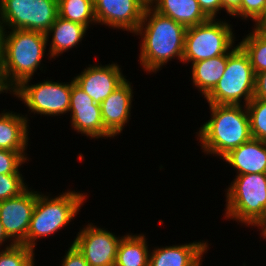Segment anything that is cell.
<instances>
[{
	"mask_svg": "<svg viewBox=\"0 0 266 266\" xmlns=\"http://www.w3.org/2000/svg\"><path fill=\"white\" fill-rule=\"evenodd\" d=\"M254 227L261 228V237L266 240V214L254 225Z\"/></svg>",
	"mask_w": 266,
	"mask_h": 266,
	"instance_id": "cell-36",
	"label": "cell"
},
{
	"mask_svg": "<svg viewBox=\"0 0 266 266\" xmlns=\"http://www.w3.org/2000/svg\"><path fill=\"white\" fill-rule=\"evenodd\" d=\"M87 30L88 28L80 23L57 16L54 24L46 33L47 41H49V36L52 35L48 53L50 55L49 58L55 59L56 56L59 57L63 52L78 45L86 35Z\"/></svg>",
	"mask_w": 266,
	"mask_h": 266,
	"instance_id": "cell-20",
	"label": "cell"
},
{
	"mask_svg": "<svg viewBox=\"0 0 266 266\" xmlns=\"http://www.w3.org/2000/svg\"><path fill=\"white\" fill-rule=\"evenodd\" d=\"M145 234L122 236L114 266H149L148 243Z\"/></svg>",
	"mask_w": 266,
	"mask_h": 266,
	"instance_id": "cell-22",
	"label": "cell"
},
{
	"mask_svg": "<svg viewBox=\"0 0 266 266\" xmlns=\"http://www.w3.org/2000/svg\"><path fill=\"white\" fill-rule=\"evenodd\" d=\"M207 241L154 248L149 254V266H201L207 252Z\"/></svg>",
	"mask_w": 266,
	"mask_h": 266,
	"instance_id": "cell-16",
	"label": "cell"
},
{
	"mask_svg": "<svg viewBox=\"0 0 266 266\" xmlns=\"http://www.w3.org/2000/svg\"><path fill=\"white\" fill-rule=\"evenodd\" d=\"M89 66L73 79L96 104L100 105L126 78L117 63Z\"/></svg>",
	"mask_w": 266,
	"mask_h": 266,
	"instance_id": "cell-14",
	"label": "cell"
},
{
	"mask_svg": "<svg viewBox=\"0 0 266 266\" xmlns=\"http://www.w3.org/2000/svg\"><path fill=\"white\" fill-rule=\"evenodd\" d=\"M58 16V0H1L0 20L6 29L46 34Z\"/></svg>",
	"mask_w": 266,
	"mask_h": 266,
	"instance_id": "cell-8",
	"label": "cell"
},
{
	"mask_svg": "<svg viewBox=\"0 0 266 266\" xmlns=\"http://www.w3.org/2000/svg\"><path fill=\"white\" fill-rule=\"evenodd\" d=\"M242 0H221L223 10L232 15L240 6Z\"/></svg>",
	"mask_w": 266,
	"mask_h": 266,
	"instance_id": "cell-33",
	"label": "cell"
},
{
	"mask_svg": "<svg viewBox=\"0 0 266 266\" xmlns=\"http://www.w3.org/2000/svg\"><path fill=\"white\" fill-rule=\"evenodd\" d=\"M96 22L135 33L149 4L147 0H93Z\"/></svg>",
	"mask_w": 266,
	"mask_h": 266,
	"instance_id": "cell-11",
	"label": "cell"
},
{
	"mask_svg": "<svg viewBox=\"0 0 266 266\" xmlns=\"http://www.w3.org/2000/svg\"><path fill=\"white\" fill-rule=\"evenodd\" d=\"M249 34L239 42L247 53L254 73L266 71V34L254 27Z\"/></svg>",
	"mask_w": 266,
	"mask_h": 266,
	"instance_id": "cell-24",
	"label": "cell"
},
{
	"mask_svg": "<svg viewBox=\"0 0 266 266\" xmlns=\"http://www.w3.org/2000/svg\"><path fill=\"white\" fill-rule=\"evenodd\" d=\"M26 159L17 151L0 149V175L21 174L19 171Z\"/></svg>",
	"mask_w": 266,
	"mask_h": 266,
	"instance_id": "cell-29",
	"label": "cell"
},
{
	"mask_svg": "<svg viewBox=\"0 0 266 266\" xmlns=\"http://www.w3.org/2000/svg\"><path fill=\"white\" fill-rule=\"evenodd\" d=\"M69 112H71V126L78 133L92 139L114 138L103 125L100 105L96 104L75 82L72 84Z\"/></svg>",
	"mask_w": 266,
	"mask_h": 266,
	"instance_id": "cell-13",
	"label": "cell"
},
{
	"mask_svg": "<svg viewBox=\"0 0 266 266\" xmlns=\"http://www.w3.org/2000/svg\"><path fill=\"white\" fill-rule=\"evenodd\" d=\"M187 28L147 5L135 35L142 36L139 62L147 73L160 70L171 59L182 61Z\"/></svg>",
	"mask_w": 266,
	"mask_h": 266,
	"instance_id": "cell-1",
	"label": "cell"
},
{
	"mask_svg": "<svg viewBox=\"0 0 266 266\" xmlns=\"http://www.w3.org/2000/svg\"><path fill=\"white\" fill-rule=\"evenodd\" d=\"M226 190L225 218L248 227L266 214V173L236 175Z\"/></svg>",
	"mask_w": 266,
	"mask_h": 266,
	"instance_id": "cell-6",
	"label": "cell"
},
{
	"mask_svg": "<svg viewBox=\"0 0 266 266\" xmlns=\"http://www.w3.org/2000/svg\"><path fill=\"white\" fill-rule=\"evenodd\" d=\"M253 98L266 100V71L255 74Z\"/></svg>",
	"mask_w": 266,
	"mask_h": 266,
	"instance_id": "cell-32",
	"label": "cell"
},
{
	"mask_svg": "<svg viewBox=\"0 0 266 266\" xmlns=\"http://www.w3.org/2000/svg\"><path fill=\"white\" fill-rule=\"evenodd\" d=\"M0 250V266H34V251L23 244L10 243Z\"/></svg>",
	"mask_w": 266,
	"mask_h": 266,
	"instance_id": "cell-25",
	"label": "cell"
},
{
	"mask_svg": "<svg viewBox=\"0 0 266 266\" xmlns=\"http://www.w3.org/2000/svg\"><path fill=\"white\" fill-rule=\"evenodd\" d=\"M149 5L186 28L209 20L197 0H150Z\"/></svg>",
	"mask_w": 266,
	"mask_h": 266,
	"instance_id": "cell-19",
	"label": "cell"
},
{
	"mask_svg": "<svg viewBox=\"0 0 266 266\" xmlns=\"http://www.w3.org/2000/svg\"><path fill=\"white\" fill-rule=\"evenodd\" d=\"M47 42L46 34L41 32L5 30L1 67L7 84L13 90L23 81L32 79L37 68H40Z\"/></svg>",
	"mask_w": 266,
	"mask_h": 266,
	"instance_id": "cell-3",
	"label": "cell"
},
{
	"mask_svg": "<svg viewBox=\"0 0 266 266\" xmlns=\"http://www.w3.org/2000/svg\"><path fill=\"white\" fill-rule=\"evenodd\" d=\"M131 84L126 79L100 104L103 125L113 136L120 134L131 119L134 96Z\"/></svg>",
	"mask_w": 266,
	"mask_h": 266,
	"instance_id": "cell-15",
	"label": "cell"
},
{
	"mask_svg": "<svg viewBox=\"0 0 266 266\" xmlns=\"http://www.w3.org/2000/svg\"><path fill=\"white\" fill-rule=\"evenodd\" d=\"M30 80L23 81L13 90V94L27 105L29 111L51 117L69 112L74 79L69 83L53 82L46 79L44 82L29 85Z\"/></svg>",
	"mask_w": 266,
	"mask_h": 266,
	"instance_id": "cell-9",
	"label": "cell"
},
{
	"mask_svg": "<svg viewBox=\"0 0 266 266\" xmlns=\"http://www.w3.org/2000/svg\"><path fill=\"white\" fill-rule=\"evenodd\" d=\"M23 179L22 174H1L0 202L22 193L28 187Z\"/></svg>",
	"mask_w": 266,
	"mask_h": 266,
	"instance_id": "cell-27",
	"label": "cell"
},
{
	"mask_svg": "<svg viewBox=\"0 0 266 266\" xmlns=\"http://www.w3.org/2000/svg\"><path fill=\"white\" fill-rule=\"evenodd\" d=\"M211 118L196 132L202 152L220 156L252 138L247 107L243 105L208 104Z\"/></svg>",
	"mask_w": 266,
	"mask_h": 266,
	"instance_id": "cell-2",
	"label": "cell"
},
{
	"mask_svg": "<svg viewBox=\"0 0 266 266\" xmlns=\"http://www.w3.org/2000/svg\"><path fill=\"white\" fill-rule=\"evenodd\" d=\"M58 16L87 28L90 24H97L93 0H58Z\"/></svg>",
	"mask_w": 266,
	"mask_h": 266,
	"instance_id": "cell-23",
	"label": "cell"
},
{
	"mask_svg": "<svg viewBox=\"0 0 266 266\" xmlns=\"http://www.w3.org/2000/svg\"><path fill=\"white\" fill-rule=\"evenodd\" d=\"M28 121L30 120L27 115L2 111L0 113V149L17 151L28 160L25 152L29 140Z\"/></svg>",
	"mask_w": 266,
	"mask_h": 266,
	"instance_id": "cell-18",
	"label": "cell"
},
{
	"mask_svg": "<svg viewBox=\"0 0 266 266\" xmlns=\"http://www.w3.org/2000/svg\"><path fill=\"white\" fill-rule=\"evenodd\" d=\"M67 191L55 198L36 191V204L23 245L34 250L40 237H48L60 231L78 214L87 194Z\"/></svg>",
	"mask_w": 266,
	"mask_h": 266,
	"instance_id": "cell-4",
	"label": "cell"
},
{
	"mask_svg": "<svg viewBox=\"0 0 266 266\" xmlns=\"http://www.w3.org/2000/svg\"><path fill=\"white\" fill-rule=\"evenodd\" d=\"M4 34H5V26L0 20V66L3 60Z\"/></svg>",
	"mask_w": 266,
	"mask_h": 266,
	"instance_id": "cell-35",
	"label": "cell"
},
{
	"mask_svg": "<svg viewBox=\"0 0 266 266\" xmlns=\"http://www.w3.org/2000/svg\"><path fill=\"white\" fill-rule=\"evenodd\" d=\"M255 73L250 59L243 48L237 44L227 52L224 74L214 89L205 97L209 104L246 106L254 93Z\"/></svg>",
	"mask_w": 266,
	"mask_h": 266,
	"instance_id": "cell-5",
	"label": "cell"
},
{
	"mask_svg": "<svg viewBox=\"0 0 266 266\" xmlns=\"http://www.w3.org/2000/svg\"><path fill=\"white\" fill-rule=\"evenodd\" d=\"M8 91H10V93L12 92L11 94H13V89L7 84L2 67L0 66V94L2 92L7 93Z\"/></svg>",
	"mask_w": 266,
	"mask_h": 266,
	"instance_id": "cell-34",
	"label": "cell"
},
{
	"mask_svg": "<svg viewBox=\"0 0 266 266\" xmlns=\"http://www.w3.org/2000/svg\"><path fill=\"white\" fill-rule=\"evenodd\" d=\"M226 64L227 53L191 64L193 86L198 88L204 98L214 89L224 74Z\"/></svg>",
	"mask_w": 266,
	"mask_h": 266,
	"instance_id": "cell-21",
	"label": "cell"
},
{
	"mask_svg": "<svg viewBox=\"0 0 266 266\" xmlns=\"http://www.w3.org/2000/svg\"><path fill=\"white\" fill-rule=\"evenodd\" d=\"M200 8L209 19H215L219 10L223 9L221 0H197Z\"/></svg>",
	"mask_w": 266,
	"mask_h": 266,
	"instance_id": "cell-31",
	"label": "cell"
},
{
	"mask_svg": "<svg viewBox=\"0 0 266 266\" xmlns=\"http://www.w3.org/2000/svg\"><path fill=\"white\" fill-rule=\"evenodd\" d=\"M230 23L221 19L189 27L185 34L182 62L195 63L226 54L235 44Z\"/></svg>",
	"mask_w": 266,
	"mask_h": 266,
	"instance_id": "cell-7",
	"label": "cell"
},
{
	"mask_svg": "<svg viewBox=\"0 0 266 266\" xmlns=\"http://www.w3.org/2000/svg\"><path fill=\"white\" fill-rule=\"evenodd\" d=\"M27 187L18 196L0 202V221L6 235L15 243L22 244L36 204V191Z\"/></svg>",
	"mask_w": 266,
	"mask_h": 266,
	"instance_id": "cell-12",
	"label": "cell"
},
{
	"mask_svg": "<svg viewBox=\"0 0 266 266\" xmlns=\"http://www.w3.org/2000/svg\"><path fill=\"white\" fill-rule=\"evenodd\" d=\"M237 175L266 173V142L251 138L222 157Z\"/></svg>",
	"mask_w": 266,
	"mask_h": 266,
	"instance_id": "cell-17",
	"label": "cell"
},
{
	"mask_svg": "<svg viewBox=\"0 0 266 266\" xmlns=\"http://www.w3.org/2000/svg\"><path fill=\"white\" fill-rule=\"evenodd\" d=\"M7 240H8V242L10 241L11 243H14L12 240H10V238L6 235V232H5V230H4V227H3V225H2V223H1V221H0V245L2 246L3 245V243H5V241L7 242ZM0 246V247H1Z\"/></svg>",
	"mask_w": 266,
	"mask_h": 266,
	"instance_id": "cell-38",
	"label": "cell"
},
{
	"mask_svg": "<svg viewBox=\"0 0 266 266\" xmlns=\"http://www.w3.org/2000/svg\"><path fill=\"white\" fill-rule=\"evenodd\" d=\"M266 13V0H242L241 6L231 15L242 17L241 19H252L256 25Z\"/></svg>",
	"mask_w": 266,
	"mask_h": 266,
	"instance_id": "cell-28",
	"label": "cell"
},
{
	"mask_svg": "<svg viewBox=\"0 0 266 266\" xmlns=\"http://www.w3.org/2000/svg\"><path fill=\"white\" fill-rule=\"evenodd\" d=\"M63 257L61 266H89L83 254L73 243Z\"/></svg>",
	"mask_w": 266,
	"mask_h": 266,
	"instance_id": "cell-30",
	"label": "cell"
},
{
	"mask_svg": "<svg viewBox=\"0 0 266 266\" xmlns=\"http://www.w3.org/2000/svg\"><path fill=\"white\" fill-rule=\"evenodd\" d=\"M122 237L93 223L84 226L72 242L83 254L89 266H114Z\"/></svg>",
	"mask_w": 266,
	"mask_h": 266,
	"instance_id": "cell-10",
	"label": "cell"
},
{
	"mask_svg": "<svg viewBox=\"0 0 266 266\" xmlns=\"http://www.w3.org/2000/svg\"><path fill=\"white\" fill-rule=\"evenodd\" d=\"M246 107L252 138L266 142V100L253 98Z\"/></svg>",
	"mask_w": 266,
	"mask_h": 266,
	"instance_id": "cell-26",
	"label": "cell"
},
{
	"mask_svg": "<svg viewBox=\"0 0 266 266\" xmlns=\"http://www.w3.org/2000/svg\"><path fill=\"white\" fill-rule=\"evenodd\" d=\"M261 33L266 34V13L265 15L259 20V22L254 25Z\"/></svg>",
	"mask_w": 266,
	"mask_h": 266,
	"instance_id": "cell-37",
	"label": "cell"
}]
</instances>
